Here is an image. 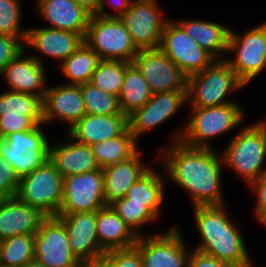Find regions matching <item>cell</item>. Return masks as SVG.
<instances>
[{
	"mask_svg": "<svg viewBox=\"0 0 266 267\" xmlns=\"http://www.w3.org/2000/svg\"><path fill=\"white\" fill-rule=\"evenodd\" d=\"M158 157L167 178L190 193L193 207L225 205L220 183L224 164L216 150L176 141L164 147Z\"/></svg>",
	"mask_w": 266,
	"mask_h": 267,
	"instance_id": "obj_1",
	"label": "cell"
},
{
	"mask_svg": "<svg viewBox=\"0 0 266 267\" xmlns=\"http://www.w3.org/2000/svg\"><path fill=\"white\" fill-rule=\"evenodd\" d=\"M195 224L201 242L194 249L212 255L233 267H252L239 228L230 220L225 205L196 206Z\"/></svg>",
	"mask_w": 266,
	"mask_h": 267,
	"instance_id": "obj_2",
	"label": "cell"
},
{
	"mask_svg": "<svg viewBox=\"0 0 266 267\" xmlns=\"http://www.w3.org/2000/svg\"><path fill=\"white\" fill-rule=\"evenodd\" d=\"M190 112V120L185 128L183 127L184 130L175 133L172 142L180 141L190 147L212 148L209 139L237 128L245 118L243 109L238 103L191 108Z\"/></svg>",
	"mask_w": 266,
	"mask_h": 267,
	"instance_id": "obj_3",
	"label": "cell"
},
{
	"mask_svg": "<svg viewBox=\"0 0 266 267\" xmlns=\"http://www.w3.org/2000/svg\"><path fill=\"white\" fill-rule=\"evenodd\" d=\"M221 155L224 166L241 175L247 184L266 174L262 167L266 157V121L243 127Z\"/></svg>",
	"mask_w": 266,
	"mask_h": 267,
	"instance_id": "obj_4",
	"label": "cell"
},
{
	"mask_svg": "<svg viewBox=\"0 0 266 267\" xmlns=\"http://www.w3.org/2000/svg\"><path fill=\"white\" fill-rule=\"evenodd\" d=\"M245 86L224 59L214 60L203 71L187 78V101L190 102L191 108L235 103L224 99L225 96Z\"/></svg>",
	"mask_w": 266,
	"mask_h": 267,
	"instance_id": "obj_5",
	"label": "cell"
},
{
	"mask_svg": "<svg viewBox=\"0 0 266 267\" xmlns=\"http://www.w3.org/2000/svg\"><path fill=\"white\" fill-rule=\"evenodd\" d=\"M84 42L101 60L132 63L139 52L123 22L117 17L91 16Z\"/></svg>",
	"mask_w": 266,
	"mask_h": 267,
	"instance_id": "obj_6",
	"label": "cell"
},
{
	"mask_svg": "<svg viewBox=\"0 0 266 267\" xmlns=\"http://www.w3.org/2000/svg\"><path fill=\"white\" fill-rule=\"evenodd\" d=\"M64 178L48 160L31 174L20 178L16 197L38 208L44 215L58 216L63 196Z\"/></svg>",
	"mask_w": 266,
	"mask_h": 267,
	"instance_id": "obj_7",
	"label": "cell"
},
{
	"mask_svg": "<svg viewBox=\"0 0 266 267\" xmlns=\"http://www.w3.org/2000/svg\"><path fill=\"white\" fill-rule=\"evenodd\" d=\"M40 126L9 134L1 141L0 155L13 166L19 179L49 160V138Z\"/></svg>",
	"mask_w": 266,
	"mask_h": 267,
	"instance_id": "obj_8",
	"label": "cell"
},
{
	"mask_svg": "<svg viewBox=\"0 0 266 267\" xmlns=\"http://www.w3.org/2000/svg\"><path fill=\"white\" fill-rule=\"evenodd\" d=\"M235 51V58L224 60L247 86L266 68V30L262 24L247 30L243 35L230 30L227 52Z\"/></svg>",
	"mask_w": 266,
	"mask_h": 267,
	"instance_id": "obj_9",
	"label": "cell"
},
{
	"mask_svg": "<svg viewBox=\"0 0 266 267\" xmlns=\"http://www.w3.org/2000/svg\"><path fill=\"white\" fill-rule=\"evenodd\" d=\"M149 235L138 236L134 245L139 250L143 267H187L191 251L178 226H172L163 234Z\"/></svg>",
	"mask_w": 266,
	"mask_h": 267,
	"instance_id": "obj_10",
	"label": "cell"
},
{
	"mask_svg": "<svg viewBox=\"0 0 266 267\" xmlns=\"http://www.w3.org/2000/svg\"><path fill=\"white\" fill-rule=\"evenodd\" d=\"M159 48L187 78L200 73L215 60L174 20L165 24Z\"/></svg>",
	"mask_w": 266,
	"mask_h": 267,
	"instance_id": "obj_11",
	"label": "cell"
},
{
	"mask_svg": "<svg viewBox=\"0 0 266 267\" xmlns=\"http://www.w3.org/2000/svg\"><path fill=\"white\" fill-rule=\"evenodd\" d=\"M106 205L102 168L64 178L58 214L96 212Z\"/></svg>",
	"mask_w": 266,
	"mask_h": 267,
	"instance_id": "obj_12",
	"label": "cell"
},
{
	"mask_svg": "<svg viewBox=\"0 0 266 267\" xmlns=\"http://www.w3.org/2000/svg\"><path fill=\"white\" fill-rule=\"evenodd\" d=\"M43 99L40 96L5 91L0 94V136L30 131L43 125Z\"/></svg>",
	"mask_w": 266,
	"mask_h": 267,
	"instance_id": "obj_13",
	"label": "cell"
},
{
	"mask_svg": "<svg viewBox=\"0 0 266 267\" xmlns=\"http://www.w3.org/2000/svg\"><path fill=\"white\" fill-rule=\"evenodd\" d=\"M67 230L57 216H48L34 234V258L47 267H81L70 250Z\"/></svg>",
	"mask_w": 266,
	"mask_h": 267,
	"instance_id": "obj_14",
	"label": "cell"
},
{
	"mask_svg": "<svg viewBox=\"0 0 266 267\" xmlns=\"http://www.w3.org/2000/svg\"><path fill=\"white\" fill-rule=\"evenodd\" d=\"M156 0H135L119 18L131 35L138 50L159 48L164 19Z\"/></svg>",
	"mask_w": 266,
	"mask_h": 267,
	"instance_id": "obj_15",
	"label": "cell"
},
{
	"mask_svg": "<svg viewBox=\"0 0 266 267\" xmlns=\"http://www.w3.org/2000/svg\"><path fill=\"white\" fill-rule=\"evenodd\" d=\"M132 63L141 72L152 94L187 90V77L160 48L139 50Z\"/></svg>",
	"mask_w": 266,
	"mask_h": 267,
	"instance_id": "obj_16",
	"label": "cell"
},
{
	"mask_svg": "<svg viewBox=\"0 0 266 267\" xmlns=\"http://www.w3.org/2000/svg\"><path fill=\"white\" fill-rule=\"evenodd\" d=\"M187 101V90L155 93L128 116V129L137 140L141 135L166 122Z\"/></svg>",
	"mask_w": 266,
	"mask_h": 267,
	"instance_id": "obj_17",
	"label": "cell"
},
{
	"mask_svg": "<svg viewBox=\"0 0 266 267\" xmlns=\"http://www.w3.org/2000/svg\"><path fill=\"white\" fill-rule=\"evenodd\" d=\"M67 230L70 250L81 262L102 259L106 253L99 245L96 212L58 214Z\"/></svg>",
	"mask_w": 266,
	"mask_h": 267,
	"instance_id": "obj_18",
	"label": "cell"
},
{
	"mask_svg": "<svg viewBox=\"0 0 266 267\" xmlns=\"http://www.w3.org/2000/svg\"><path fill=\"white\" fill-rule=\"evenodd\" d=\"M23 49L4 69L1 76L5 78L9 91L27 93L44 98L46 73L43 60L37 56H26Z\"/></svg>",
	"mask_w": 266,
	"mask_h": 267,
	"instance_id": "obj_19",
	"label": "cell"
},
{
	"mask_svg": "<svg viewBox=\"0 0 266 267\" xmlns=\"http://www.w3.org/2000/svg\"><path fill=\"white\" fill-rule=\"evenodd\" d=\"M81 85L61 84L47 88L43 98V123L62 120L72 128L85 115Z\"/></svg>",
	"mask_w": 266,
	"mask_h": 267,
	"instance_id": "obj_20",
	"label": "cell"
},
{
	"mask_svg": "<svg viewBox=\"0 0 266 267\" xmlns=\"http://www.w3.org/2000/svg\"><path fill=\"white\" fill-rule=\"evenodd\" d=\"M84 43V36L69 31L39 27L27 29L24 49L32 47L41 55L50 56L62 63Z\"/></svg>",
	"mask_w": 266,
	"mask_h": 267,
	"instance_id": "obj_21",
	"label": "cell"
},
{
	"mask_svg": "<svg viewBox=\"0 0 266 267\" xmlns=\"http://www.w3.org/2000/svg\"><path fill=\"white\" fill-rule=\"evenodd\" d=\"M46 217L17 197L0 200V241L16 235H34Z\"/></svg>",
	"mask_w": 266,
	"mask_h": 267,
	"instance_id": "obj_22",
	"label": "cell"
},
{
	"mask_svg": "<svg viewBox=\"0 0 266 267\" xmlns=\"http://www.w3.org/2000/svg\"><path fill=\"white\" fill-rule=\"evenodd\" d=\"M127 128L128 117L124 114H85L72 128L67 130L70 138L91 146L94 143L118 137Z\"/></svg>",
	"mask_w": 266,
	"mask_h": 267,
	"instance_id": "obj_23",
	"label": "cell"
},
{
	"mask_svg": "<svg viewBox=\"0 0 266 267\" xmlns=\"http://www.w3.org/2000/svg\"><path fill=\"white\" fill-rule=\"evenodd\" d=\"M61 143H50L49 160L63 178L100 169L90 146L70 139V136L68 142Z\"/></svg>",
	"mask_w": 266,
	"mask_h": 267,
	"instance_id": "obj_24",
	"label": "cell"
},
{
	"mask_svg": "<svg viewBox=\"0 0 266 267\" xmlns=\"http://www.w3.org/2000/svg\"><path fill=\"white\" fill-rule=\"evenodd\" d=\"M38 14L49 28L75 32L85 37L91 15L74 0H37Z\"/></svg>",
	"mask_w": 266,
	"mask_h": 267,
	"instance_id": "obj_25",
	"label": "cell"
},
{
	"mask_svg": "<svg viewBox=\"0 0 266 267\" xmlns=\"http://www.w3.org/2000/svg\"><path fill=\"white\" fill-rule=\"evenodd\" d=\"M140 151L128 160L102 168L107 205L125 197L129 188L151 168L143 163Z\"/></svg>",
	"mask_w": 266,
	"mask_h": 267,
	"instance_id": "obj_26",
	"label": "cell"
},
{
	"mask_svg": "<svg viewBox=\"0 0 266 267\" xmlns=\"http://www.w3.org/2000/svg\"><path fill=\"white\" fill-rule=\"evenodd\" d=\"M96 232L99 245L105 252L133 247L138 238L110 205L96 211Z\"/></svg>",
	"mask_w": 266,
	"mask_h": 267,
	"instance_id": "obj_27",
	"label": "cell"
},
{
	"mask_svg": "<svg viewBox=\"0 0 266 267\" xmlns=\"http://www.w3.org/2000/svg\"><path fill=\"white\" fill-rule=\"evenodd\" d=\"M185 33L215 60L225 59L231 28L221 23L203 20H177ZM223 55V57H222Z\"/></svg>",
	"mask_w": 266,
	"mask_h": 267,
	"instance_id": "obj_28",
	"label": "cell"
},
{
	"mask_svg": "<svg viewBox=\"0 0 266 267\" xmlns=\"http://www.w3.org/2000/svg\"><path fill=\"white\" fill-rule=\"evenodd\" d=\"M164 180L151 167L129 188L125 197L129 203L144 204L158 218L164 200Z\"/></svg>",
	"mask_w": 266,
	"mask_h": 267,
	"instance_id": "obj_29",
	"label": "cell"
},
{
	"mask_svg": "<svg viewBox=\"0 0 266 267\" xmlns=\"http://www.w3.org/2000/svg\"><path fill=\"white\" fill-rule=\"evenodd\" d=\"M138 140L127 128L120 136L92 144L90 147L100 168L123 162L138 151Z\"/></svg>",
	"mask_w": 266,
	"mask_h": 267,
	"instance_id": "obj_30",
	"label": "cell"
},
{
	"mask_svg": "<svg viewBox=\"0 0 266 267\" xmlns=\"http://www.w3.org/2000/svg\"><path fill=\"white\" fill-rule=\"evenodd\" d=\"M152 92L138 68L131 63L125 72L121 91L118 95L121 112L125 116L140 109L150 98Z\"/></svg>",
	"mask_w": 266,
	"mask_h": 267,
	"instance_id": "obj_31",
	"label": "cell"
},
{
	"mask_svg": "<svg viewBox=\"0 0 266 267\" xmlns=\"http://www.w3.org/2000/svg\"><path fill=\"white\" fill-rule=\"evenodd\" d=\"M99 56L84 42L74 53L65 59L60 65L62 74L73 85H82L90 82L95 72Z\"/></svg>",
	"mask_w": 266,
	"mask_h": 267,
	"instance_id": "obj_32",
	"label": "cell"
},
{
	"mask_svg": "<svg viewBox=\"0 0 266 267\" xmlns=\"http://www.w3.org/2000/svg\"><path fill=\"white\" fill-rule=\"evenodd\" d=\"M34 259V235H16L1 240L0 262L2 265L23 267Z\"/></svg>",
	"mask_w": 266,
	"mask_h": 267,
	"instance_id": "obj_33",
	"label": "cell"
},
{
	"mask_svg": "<svg viewBox=\"0 0 266 267\" xmlns=\"http://www.w3.org/2000/svg\"><path fill=\"white\" fill-rule=\"evenodd\" d=\"M131 63L118 60H100L90 83L107 93L118 96L125 77L126 68Z\"/></svg>",
	"mask_w": 266,
	"mask_h": 267,
	"instance_id": "obj_34",
	"label": "cell"
},
{
	"mask_svg": "<svg viewBox=\"0 0 266 267\" xmlns=\"http://www.w3.org/2000/svg\"><path fill=\"white\" fill-rule=\"evenodd\" d=\"M85 113L90 115H115L121 112L118 96L104 92L88 82L81 85Z\"/></svg>",
	"mask_w": 266,
	"mask_h": 267,
	"instance_id": "obj_35",
	"label": "cell"
},
{
	"mask_svg": "<svg viewBox=\"0 0 266 267\" xmlns=\"http://www.w3.org/2000/svg\"><path fill=\"white\" fill-rule=\"evenodd\" d=\"M109 205L137 236L144 234L142 230L140 232V227L158 219L144 204L129 203L126 197L117 199Z\"/></svg>",
	"mask_w": 266,
	"mask_h": 267,
	"instance_id": "obj_36",
	"label": "cell"
},
{
	"mask_svg": "<svg viewBox=\"0 0 266 267\" xmlns=\"http://www.w3.org/2000/svg\"><path fill=\"white\" fill-rule=\"evenodd\" d=\"M20 0H0V34L13 37H26L27 29L22 30Z\"/></svg>",
	"mask_w": 266,
	"mask_h": 267,
	"instance_id": "obj_37",
	"label": "cell"
},
{
	"mask_svg": "<svg viewBox=\"0 0 266 267\" xmlns=\"http://www.w3.org/2000/svg\"><path fill=\"white\" fill-rule=\"evenodd\" d=\"M102 259L109 267H143L139 250L135 246L126 249L109 250Z\"/></svg>",
	"mask_w": 266,
	"mask_h": 267,
	"instance_id": "obj_38",
	"label": "cell"
},
{
	"mask_svg": "<svg viewBox=\"0 0 266 267\" xmlns=\"http://www.w3.org/2000/svg\"><path fill=\"white\" fill-rule=\"evenodd\" d=\"M19 181L13 166L0 155V200L16 197Z\"/></svg>",
	"mask_w": 266,
	"mask_h": 267,
	"instance_id": "obj_39",
	"label": "cell"
},
{
	"mask_svg": "<svg viewBox=\"0 0 266 267\" xmlns=\"http://www.w3.org/2000/svg\"><path fill=\"white\" fill-rule=\"evenodd\" d=\"M26 37L0 34V75L5 67L24 49Z\"/></svg>",
	"mask_w": 266,
	"mask_h": 267,
	"instance_id": "obj_40",
	"label": "cell"
},
{
	"mask_svg": "<svg viewBox=\"0 0 266 267\" xmlns=\"http://www.w3.org/2000/svg\"><path fill=\"white\" fill-rule=\"evenodd\" d=\"M249 186L257 196L256 206L254 207L256 219L266 226V174L251 182Z\"/></svg>",
	"mask_w": 266,
	"mask_h": 267,
	"instance_id": "obj_41",
	"label": "cell"
},
{
	"mask_svg": "<svg viewBox=\"0 0 266 267\" xmlns=\"http://www.w3.org/2000/svg\"><path fill=\"white\" fill-rule=\"evenodd\" d=\"M187 267H233L229 263L220 261L212 255H208L196 249L191 250Z\"/></svg>",
	"mask_w": 266,
	"mask_h": 267,
	"instance_id": "obj_42",
	"label": "cell"
},
{
	"mask_svg": "<svg viewBox=\"0 0 266 267\" xmlns=\"http://www.w3.org/2000/svg\"><path fill=\"white\" fill-rule=\"evenodd\" d=\"M105 2L113 7L117 12L114 14H109L104 12L105 11ZM132 0H100V7H99V16L101 17H117L119 18L122 14H124L131 6Z\"/></svg>",
	"mask_w": 266,
	"mask_h": 267,
	"instance_id": "obj_43",
	"label": "cell"
},
{
	"mask_svg": "<svg viewBox=\"0 0 266 267\" xmlns=\"http://www.w3.org/2000/svg\"><path fill=\"white\" fill-rule=\"evenodd\" d=\"M91 16H99L100 0H74Z\"/></svg>",
	"mask_w": 266,
	"mask_h": 267,
	"instance_id": "obj_44",
	"label": "cell"
},
{
	"mask_svg": "<svg viewBox=\"0 0 266 267\" xmlns=\"http://www.w3.org/2000/svg\"><path fill=\"white\" fill-rule=\"evenodd\" d=\"M81 267H109V265L103 260L83 262Z\"/></svg>",
	"mask_w": 266,
	"mask_h": 267,
	"instance_id": "obj_45",
	"label": "cell"
},
{
	"mask_svg": "<svg viewBox=\"0 0 266 267\" xmlns=\"http://www.w3.org/2000/svg\"><path fill=\"white\" fill-rule=\"evenodd\" d=\"M23 267H47V266L38 262L36 259H34L28 262L27 264H25Z\"/></svg>",
	"mask_w": 266,
	"mask_h": 267,
	"instance_id": "obj_46",
	"label": "cell"
},
{
	"mask_svg": "<svg viewBox=\"0 0 266 267\" xmlns=\"http://www.w3.org/2000/svg\"><path fill=\"white\" fill-rule=\"evenodd\" d=\"M262 25L265 27V30H266V22L262 23Z\"/></svg>",
	"mask_w": 266,
	"mask_h": 267,
	"instance_id": "obj_47",
	"label": "cell"
},
{
	"mask_svg": "<svg viewBox=\"0 0 266 267\" xmlns=\"http://www.w3.org/2000/svg\"><path fill=\"white\" fill-rule=\"evenodd\" d=\"M0 267H9V266H5V265L0 264Z\"/></svg>",
	"mask_w": 266,
	"mask_h": 267,
	"instance_id": "obj_48",
	"label": "cell"
}]
</instances>
